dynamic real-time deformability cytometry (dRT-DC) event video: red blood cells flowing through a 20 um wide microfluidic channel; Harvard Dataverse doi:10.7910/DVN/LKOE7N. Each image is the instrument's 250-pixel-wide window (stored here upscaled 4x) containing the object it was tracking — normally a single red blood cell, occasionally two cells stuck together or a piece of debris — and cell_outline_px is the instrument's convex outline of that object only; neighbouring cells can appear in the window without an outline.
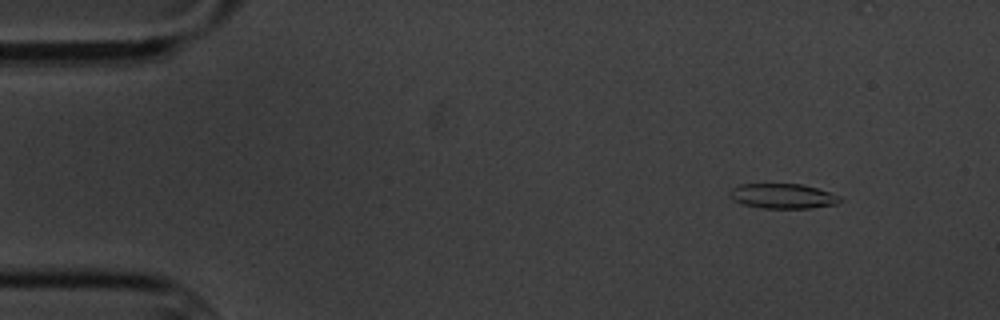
{"species": "common noctule bat (a hibernating species)", "species_latin": "Nyctalus noctula", "temperature_condition": "cold", "stored_images_in_passage": 7, "camera_frame_rate_fps": 3000, "um_per_image_px": 0.085, "animal": {"sex": "male", "body_mass_g": 20.1, "forearm_length_mm": 53.5}, "frame": {"image": 1, "passage_image": 2, "time_ms": 1.0, "image_size_px": [1000, 320], "cell_outline_px": [[840, 200], [836, 204], [808, 208], [764, 208], [744, 204], [736, 200], [732, 196], [732, 188], [740, 184], [804, 184], [840, 196]], "centroid_in_image_um": [66.57, 16.66], "position_along_channel_um": 18.4, "area_um2": 15.55}}
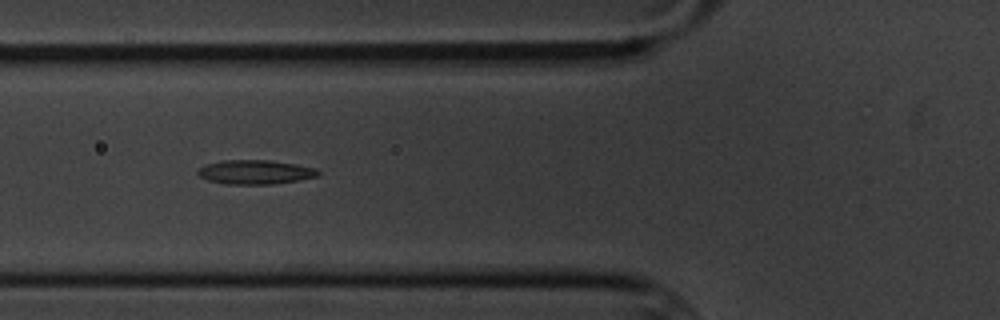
{"frame": {"image": 2, "passage_image": 6, "time_ms": 6.0, "image_size_px": [1000, 320], "cell_outline_px": [[320, 172], [316, 176], [296, 180], [272, 184], [224, 184], [208, 180], [200, 176], [196, 172], [204, 164], [224, 160], [272, 160], [296, 164], [316, 168]], "centroid_in_image_um": [21.66, 14.62], "position_along_channel_um": 104.1, "area_um2": 16.88}}
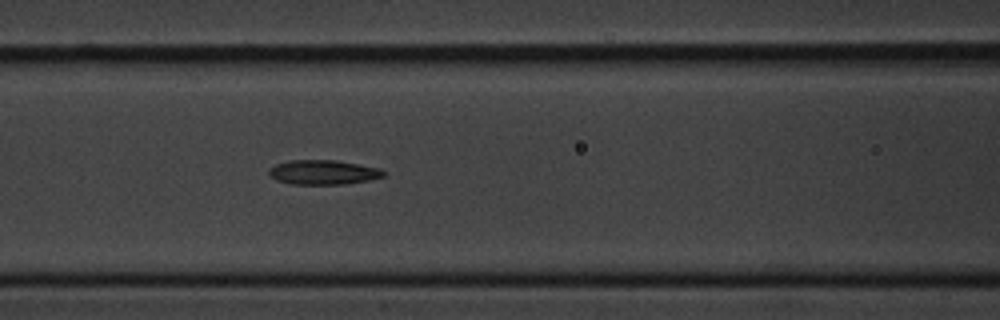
{"frame": {"image": 3, "passage_image": 7, "time_ms": 7.0, "image_size_px": [1000, 320], "cell_outline_px": [[388, 172], [384, 176], [368, 180], [344, 184], [292, 184], [276, 180], [268, 172], [268, 168], [276, 164], [292, 160], [336, 160], [380, 168]], "centroid_in_image_um": [27.49, 14.64], "position_along_channel_um": 139.1, "area_um2": 16.36}}